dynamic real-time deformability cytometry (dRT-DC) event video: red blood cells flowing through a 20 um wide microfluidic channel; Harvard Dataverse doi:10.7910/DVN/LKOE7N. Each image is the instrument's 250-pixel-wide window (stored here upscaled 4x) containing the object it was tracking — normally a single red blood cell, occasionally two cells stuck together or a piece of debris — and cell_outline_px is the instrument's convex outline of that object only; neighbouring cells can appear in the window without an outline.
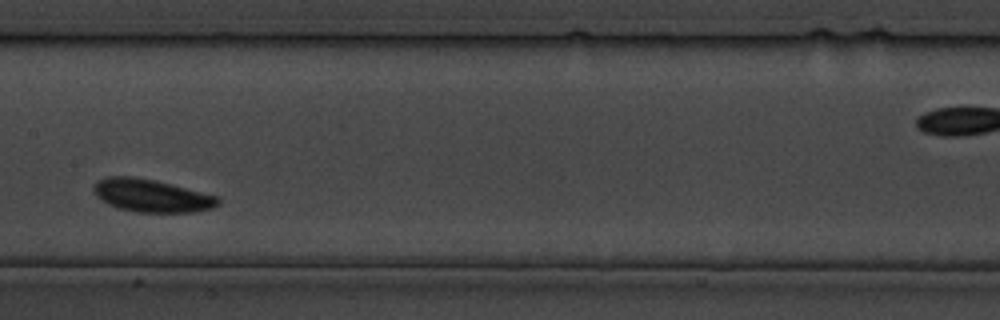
{"species": "common noctule bat (a hibernating species)", "species_latin": "Nyctalus noctula", "temperature_condition": "cold", "stored_images_in_passage": 24, "camera_frame_rate_fps": 3000, "um_per_image_px": 0.085, "animal": {"sex": "male", "body_mass_g": 19.5, "forearm_length_mm": 54.6}, "frame": {"image": 1, "passage_image": 8, "time_ms": 9.0, "image_size_px": [1000, 320], "cell_outline_px": [[220, 204], [212, 208], [192, 212], [136, 212], [120, 208], [108, 204], [100, 200], [96, 196], [92, 188], [92, 184], [108, 176], [132, 176], [156, 180], [220, 196]], "centroid_in_image_um": [12.89, 16.62], "position_along_channel_um": 194.5, "area_um2": 23.99}}
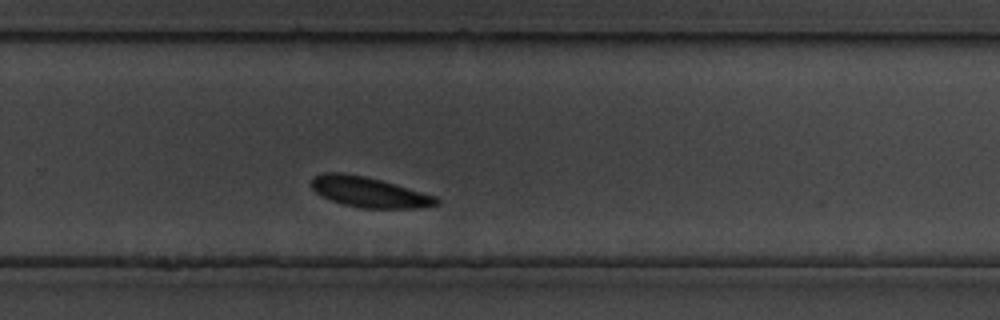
{"frame": {"image": 2, "passage_image": 14, "time_ms": 16.0, "image_size_px": [1000, 320], "cell_outline_px": [[440, 204], [420, 208], [360, 208], [344, 204], [332, 200], [316, 192], [312, 188], [312, 180], [316, 176], [324, 172], [344, 172], [364, 176], [380, 180], [436, 196], [440, 200]], "centroid_in_image_um": [31.4, 16.33], "position_along_channel_um": 298.4, "area_um2": 21.85}}